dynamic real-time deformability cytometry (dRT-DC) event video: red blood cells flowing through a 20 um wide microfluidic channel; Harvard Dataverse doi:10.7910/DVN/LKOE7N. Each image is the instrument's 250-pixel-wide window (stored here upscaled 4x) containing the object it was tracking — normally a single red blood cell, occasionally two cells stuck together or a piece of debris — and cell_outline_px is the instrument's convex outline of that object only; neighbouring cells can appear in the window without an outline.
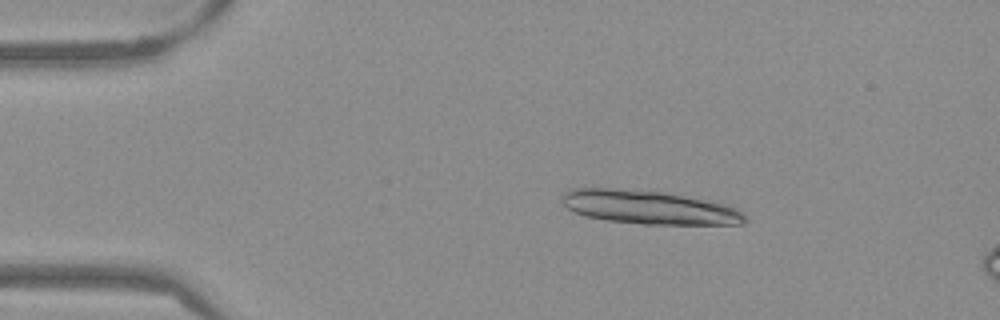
{"species": "Egyptian fruit bat (a non-hibernating species)", "species_latin": "Rousettus aegyptiacus", "temperature_condition": "warm", "stored_images_in_passage": 15, "camera_frame_rate_fps": 3000, "um_per_image_px": 0.085, "frame": {"image": 1, "passage_image": 9, "time_ms": 2.667, "image_size_px": [1000, 320], "cell_outline_px": [[748, 220], [744, 224], [640, 224], [608, 220], [584, 216], [572, 212], [560, 204], [560, 196], [568, 188], [620, 188], [664, 192], [720, 200], [732, 204], [744, 212]], "centroid_in_image_um": [55.22, 17.6], "position_along_channel_um": 29.8, "area_um2": 37.22}}